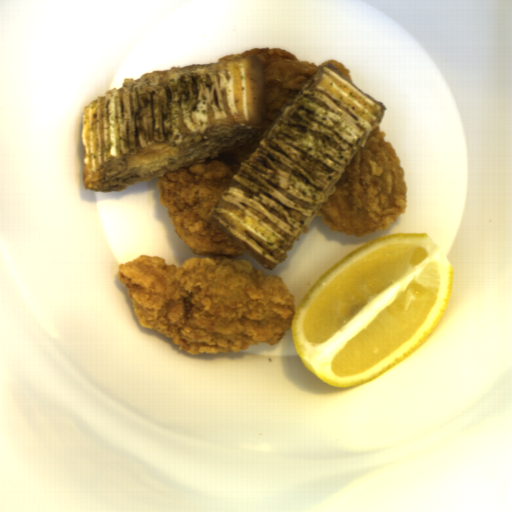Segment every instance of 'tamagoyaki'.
Returning <instances> with one entry per match:
<instances>
[{"mask_svg": "<svg viewBox=\"0 0 512 512\" xmlns=\"http://www.w3.org/2000/svg\"><path fill=\"white\" fill-rule=\"evenodd\" d=\"M265 103V62L251 54L123 78L83 106V189L121 192L251 143Z\"/></svg>", "mask_w": 512, "mask_h": 512, "instance_id": "obj_1", "label": "tamagoyaki"}, {"mask_svg": "<svg viewBox=\"0 0 512 512\" xmlns=\"http://www.w3.org/2000/svg\"><path fill=\"white\" fill-rule=\"evenodd\" d=\"M386 106L331 63L283 108L220 193L204 220L268 271L287 258Z\"/></svg>", "mask_w": 512, "mask_h": 512, "instance_id": "obj_2", "label": "tamagoyaki"}]
</instances>
